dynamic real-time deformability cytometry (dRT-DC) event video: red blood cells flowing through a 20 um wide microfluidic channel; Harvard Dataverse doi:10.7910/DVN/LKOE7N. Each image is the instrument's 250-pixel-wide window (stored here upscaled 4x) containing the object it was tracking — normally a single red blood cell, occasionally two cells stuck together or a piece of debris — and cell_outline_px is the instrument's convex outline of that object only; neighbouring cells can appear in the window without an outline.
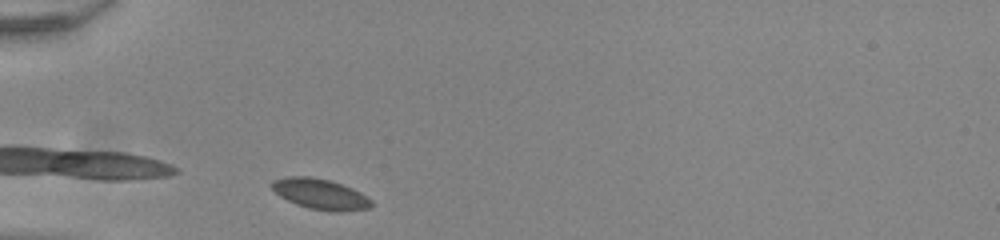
{"species": "common noctule bat (a hibernating species)", "species_latin": "Nyctalus noctula", "temperature_condition": "room temperature", "stored_images_in_passage": 29, "camera_frame_rate_fps": 3000, "um_per_image_px": 0.085, "animal": {"sex": "male", "body_mass_g": 20.0, "forearm_length_mm": 53.3}, "frame": {"image": 1, "passage_image": 2, "time_ms": 0.333, "image_size_px": [1000, 240], "cell_outline_px": [[372, 208], [344, 212], [332, 212], [308, 208], [296, 204], [280, 196], [268, 184], [272, 180], [288, 176], [308, 176], [328, 180], [352, 188], [360, 192], [372, 200]], "centroid_in_image_um": [27.23, 16.51], "position_along_channel_um": 57.8, "area_um2": 17.86}}
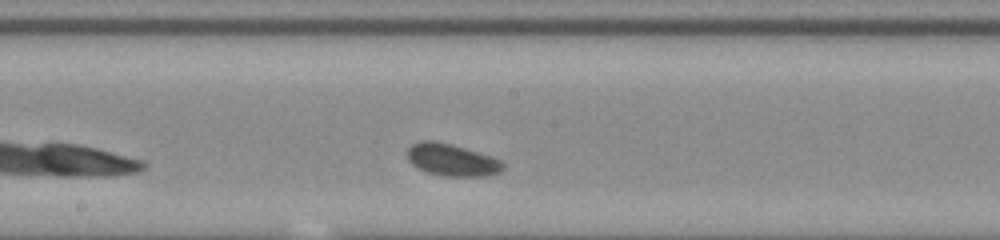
{"frame": {"image": 2, "passage_image": 15, "time_ms": 4.667, "image_size_px": [1000, 240], "cell_outline_px": [[504, 168], [500, 172], [488, 176], [444, 176], [428, 172], [412, 164], [408, 160], [408, 148], [412, 144], [420, 140], [432, 140], [452, 144], [492, 156], [500, 160], [504, 164]], "centroid_in_image_um": [38.43, 13.58], "position_along_channel_um": 209.8, "area_um2": 17.92}}
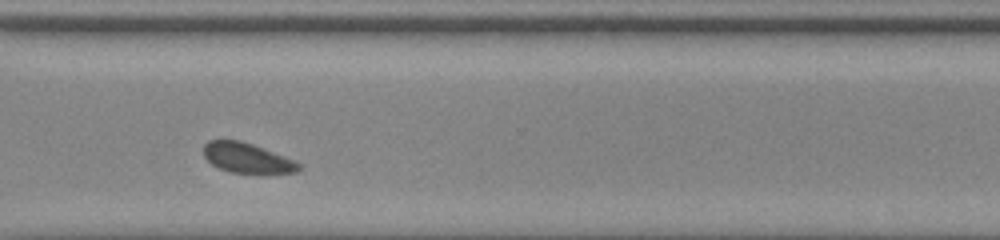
{"frame": {"image": 3, "passage_image": 26, "time_ms": 8.333, "image_size_px": [1000, 240], "cell_outline_px": [[300, 168], [296, 172], [268, 176], [260, 176], [232, 172], [220, 168], [212, 164], [204, 156], [204, 144], [208, 140], [240, 140], [252, 144], [292, 160], [300, 164]], "centroid_in_image_um": [21.02, 13.48], "position_along_channel_um": 349.6, "area_um2": 16.99}, "authors_computed_cell_mechanics": {"area_um2": 17.3978, "velocity_mm_per_s": 3.8148, "shape_relaxation_time_tau1_ms": 8.9149, "shape_relaxation_time_tau2_ms": null, "deformation_change_tau1": 0.1097, "deformation_change_tau2": null}}